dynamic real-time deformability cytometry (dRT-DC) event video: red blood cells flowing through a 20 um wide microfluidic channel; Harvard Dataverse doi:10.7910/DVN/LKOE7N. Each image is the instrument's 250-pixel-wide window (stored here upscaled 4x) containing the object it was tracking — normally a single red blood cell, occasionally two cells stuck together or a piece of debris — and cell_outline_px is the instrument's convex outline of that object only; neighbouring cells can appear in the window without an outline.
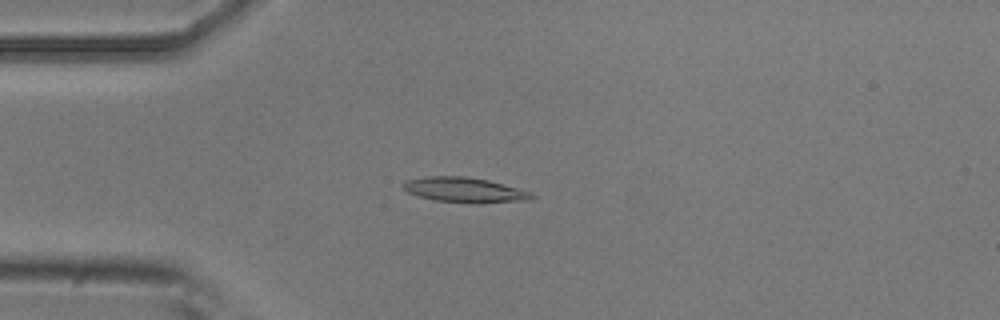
{"species": "common noctule bat (a hibernating species)", "species_latin": "Nyctalus noctula", "temperature_condition": "room temperature", "stored_images_in_passage": 4, "camera_frame_rate_fps": 3000, "um_per_image_px": 0.085, "animal": {"sex": "male", "body_mass_g": 20.5, "forearm_length_mm": 52.5}, "frame": {"image": 1, "passage_image": 4, "time_ms": 1.0, "image_size_px": [1000, 320], "cell_outline_px": [[536, 196], [532, 200], [480, 204], [472, 204], [432, 200], [408, 192], [404, 188], [404, 184], [408, 180], [428, 176], [464, 176], [488, 180], [532, 192]], "centroid_in_image_um": [39.58, 16.17], "position_along_channel_um": 45.4, "area_um2": 18.9}}